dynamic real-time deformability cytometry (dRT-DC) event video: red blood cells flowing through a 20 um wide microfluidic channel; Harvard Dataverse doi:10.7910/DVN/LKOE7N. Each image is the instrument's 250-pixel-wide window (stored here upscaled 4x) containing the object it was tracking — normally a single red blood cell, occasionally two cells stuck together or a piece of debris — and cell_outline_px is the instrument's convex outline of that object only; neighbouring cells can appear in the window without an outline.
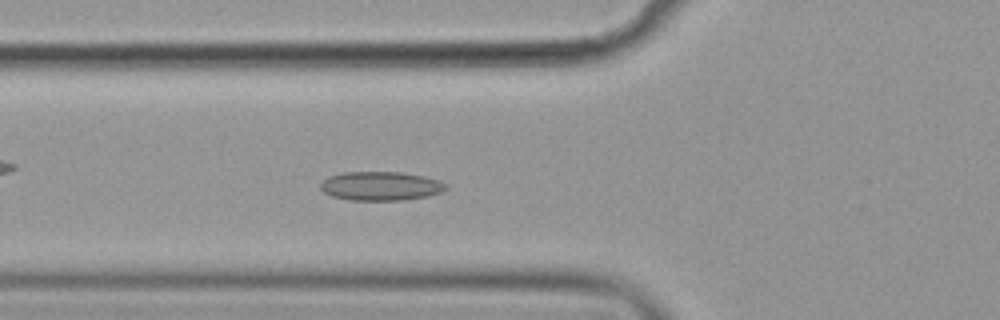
{"species": "common noctule bat (a hibernating species)", "species_latin": "Nyctalus noctula", "temperature_condition": "cold", "stored_images_in_passage": 55, "camera_frame_rate_fps": 3000, "um_per_image_px": 0.085, "animal": {"sex": "female", "body_mass_g": 19.9}, "frame": {"image": 1, "passage_image": 18, "time_ms": 5.667, "image_size_px": [1000, 320], "cell_outline_px": [[448, 188], [440, 192], [428, 196], [404, 200], [348, 200], [332, 196], [324, 192], [320, 188], [320, 184], [328, 176], [344, 172], [400, 172], [424, 176], [440, 180]], "centroid_in_image_um": [32.35, 15.81], "position_along_channel_um": 93.5, "area_um2": 21.15}}
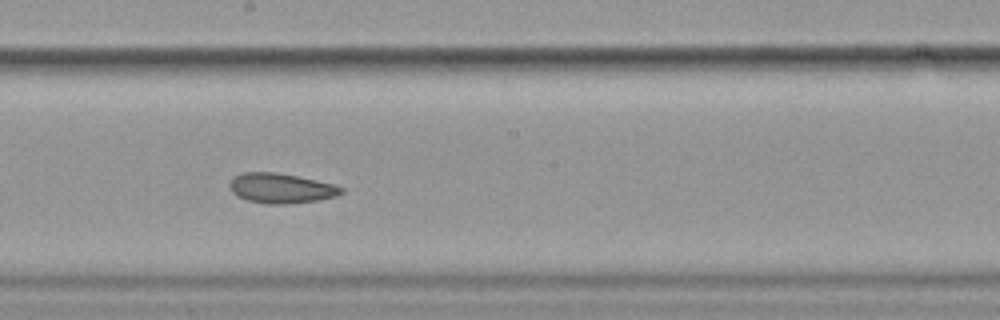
{"frame": {"image": 2, "passage_image": 29, "time_ms": 9.333, "image_size_px": [1000, 320], "cell_outline_px": [[344, 192], [336, 196], [316, 200], [284, 204], [268, 204], [248, 200], [236, 196], [232, 192], [228, 184], [236, 176], [244, 172], [276, 172], [316, 180], [332, 184], [344, 188]], "centroid_in_image_um": [23.87, 16.0], "position_along_channel_um": 224.3, "area_um2": 19.25}}
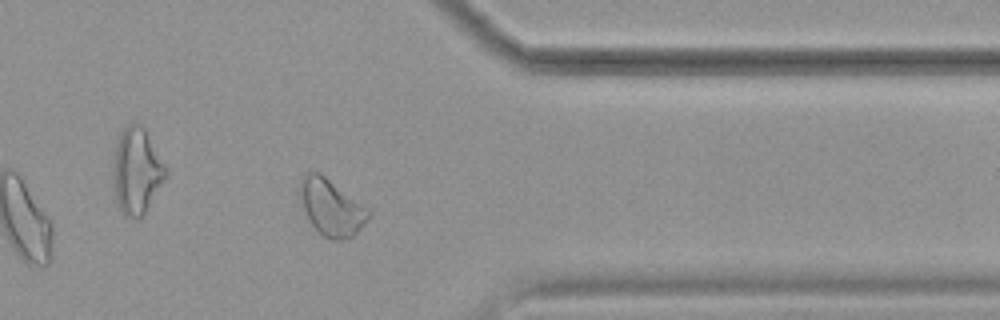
{"frame": {"image": 3, "passage_image": 43, "time_ms": 14.0, "image_size_px": [1000, 320], "cell_outline_px": [[372, 212], [360, 228], [348, 240], [332, 240], [324, 236], [308, 220], [300, 204], [300, 180], [308, 172], [320, 172], [368, 208]], "centroid_in_image_um": [28.14, 17.63], "position_along_channel_um": 383.3, "area_um2": 22.43}, "authors_computed_cell_mechanics": {"area_um2": 21.4438, "velocity_mm_per_s": 3.57, "shape_relaxation_time_tau1_ms": null, "shape_relaxation_time_tau2_ms": 5.2698, "deformation_change_tau1": null, "deformation_change_tau2": 0.1049}}